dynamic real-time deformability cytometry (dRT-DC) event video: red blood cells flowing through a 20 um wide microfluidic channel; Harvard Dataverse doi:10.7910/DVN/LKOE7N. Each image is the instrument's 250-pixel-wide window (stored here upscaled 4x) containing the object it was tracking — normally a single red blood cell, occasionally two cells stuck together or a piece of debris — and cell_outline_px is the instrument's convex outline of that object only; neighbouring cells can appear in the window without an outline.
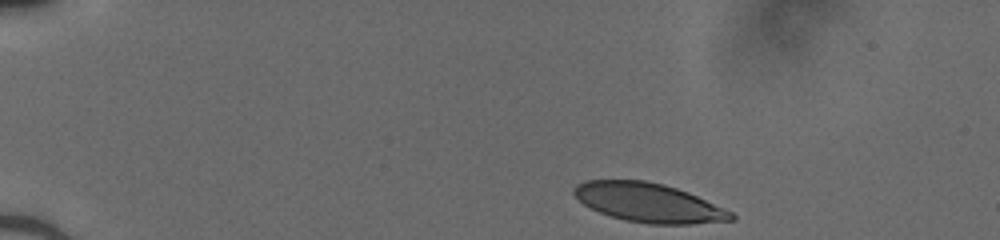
{"species": "human", "species_latin": "Homo sapiens", "temperature_condition": "cold", "stored_images_in_passage": 42, "camera_frame_rate_fps": 3000, "um_per_image_px": 0.085, "donor": {"sex": "male"}, "frame": {"image": 1, "passage_image": 1, "time_ms": 0.0, "image_size_px": [1000, 240], "cell_outline_px": [[736, 220], [692, 224], [648, 224], [624, 220], [600, 212], [584, 204], [572, 192], [572, 188], [576, 184], [584, 180], [644, 180], [664, 184], [688, 192], [724, 208], [732, 212], [736, 216]], "centroid_in_image_um": [55.14, 17.22], "position_along_channel_um": 29.9, "area_um2": 35.78}}
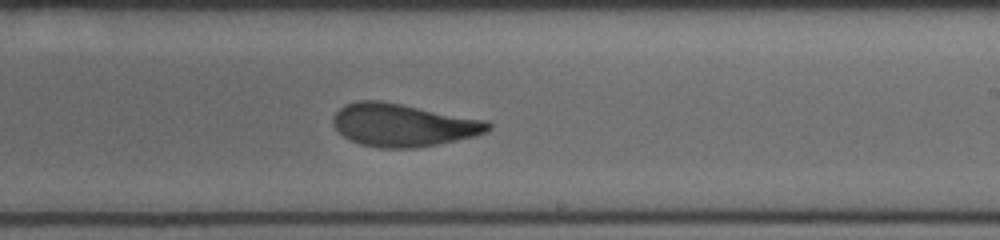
{"frame": {"image": 2, "passage_image": 24, "time_ms": 7.667, "image_size_px": [1000, 240], "cell_outline_px": [[492, 128], [488, 132], [476, 136], [416, 148], [380, 148], [360, 144], [344, 136], [336, 128], [332, 120], [332, 116], [340, 108], [348, 104], [360, 100], [380, 100], [488, 120], [492, 124]], "centroid_in_image_um": [34.31, 10.63], "position_along_channel_um": 254.7, "area_um2": 38.67}}
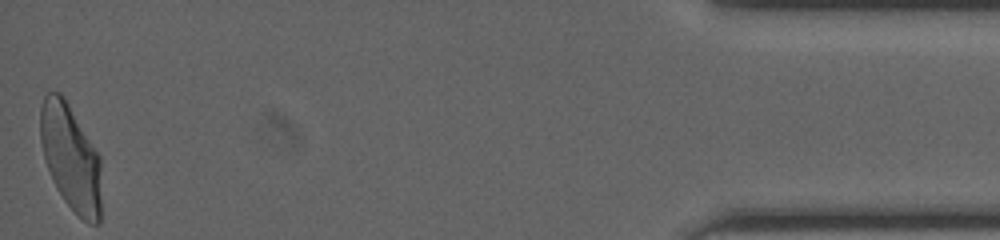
{"frame": {"image": 3, "passage_image": 42, "time_ms": 13.667, "image_size_px": [1000, 240], "cell_outline_px": [[100, 224], [88, 224], [64, 200], [56, 188], [44, 160], [40, 140], [40, 108], [44, 96], [48, 92], [60, 92], [64, 96], [100, 156]], "centroid_in_image_um": [6.0, 13.37], "position_along_channel_um": 429.2, "area_um2": 37.69}}